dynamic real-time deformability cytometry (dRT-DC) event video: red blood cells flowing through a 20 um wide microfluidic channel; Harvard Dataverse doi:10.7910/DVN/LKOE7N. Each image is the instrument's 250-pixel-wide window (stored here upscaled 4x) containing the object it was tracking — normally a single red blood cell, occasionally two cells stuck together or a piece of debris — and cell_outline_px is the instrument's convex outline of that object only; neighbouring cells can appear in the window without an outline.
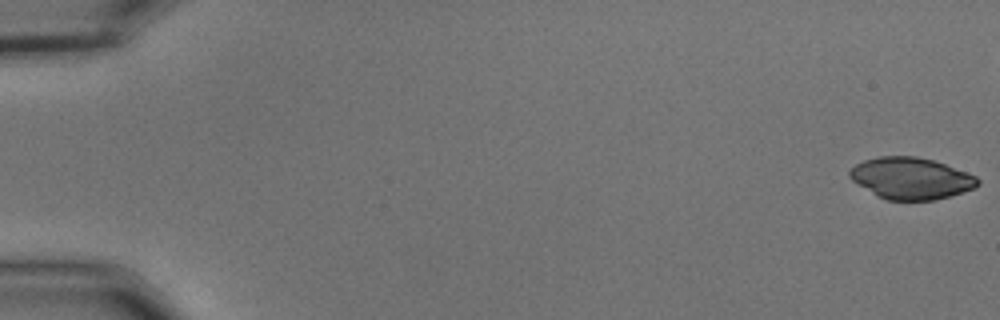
{"species": "common noctule bat (a hibernating species)", "species_latin": "Nyctalus noctula", "temperature_condition": "cold", "stored_images_in_passage": 50, "camera_frame_rate_fps": 3000, "um_per_image_px": 0.085, "animal": {"sex": "male", "body_mass_g": 15.6}, "frame": {"image": 1, "passage_image": 1, "time_ms": 0.0, "image_size_px": [1000, 320], "cell_outline_px": [[980, 184], [976, 188], [936, 200], [888, 200], [880, 196], [852, 180], [848, 176], [848, 172], [856, 164], [864, 160], [880, 156], [916, 156], [932, 160], [944, 164], [976, 176], [980, 180]], "centroid_in_image_um": [77.46, 15.15], "position_along_channel_um": 7.5, "area_um2": 30.75}}